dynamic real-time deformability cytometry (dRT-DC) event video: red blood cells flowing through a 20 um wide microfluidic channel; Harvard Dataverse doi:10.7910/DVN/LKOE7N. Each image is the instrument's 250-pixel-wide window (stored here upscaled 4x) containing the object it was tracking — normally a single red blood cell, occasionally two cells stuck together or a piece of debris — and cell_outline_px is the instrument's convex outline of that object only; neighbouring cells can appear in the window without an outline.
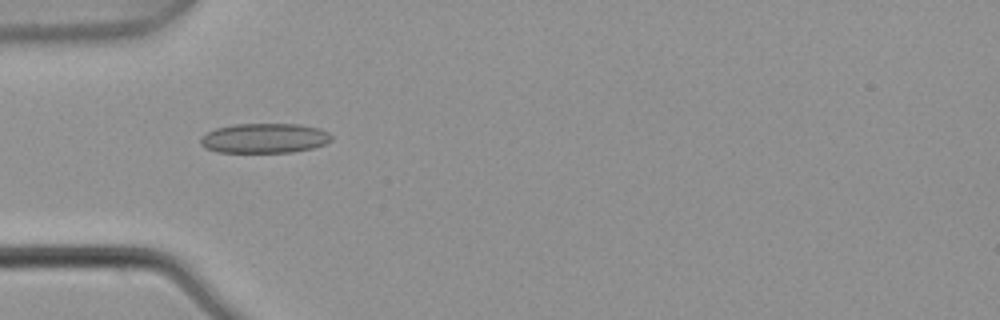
{"species": "common noctule bat (a hibernating species)", "species_latin": "Nyctalus noctula", "temperature_condition": "warm", "stored_images_in_passage": 4, "camera_frame_rate_fps": 3000, "um_per_image_px": 0.085, "animal": {"sex": "male", "body_mass_g": 21.5, "forearm_length_mm": 52.0}, "frame": {"image": 1, "passage_image": 3, "time_ms": 0.667, "image_size_px": [1000, 320], "cell_outline_px": [[332, 140], [324, 144], [312, 148], [292, 152], [216, 152], [204, 148], [200, 144], [200, 136], [216, 128], [232, 124], [300, 124], [320, 128], [328, 132], [332, 136]], "centroid_in_image_um": [22.46, 11.74], "position_along_channel_um": 62.5, "area_um2": 22.89}}
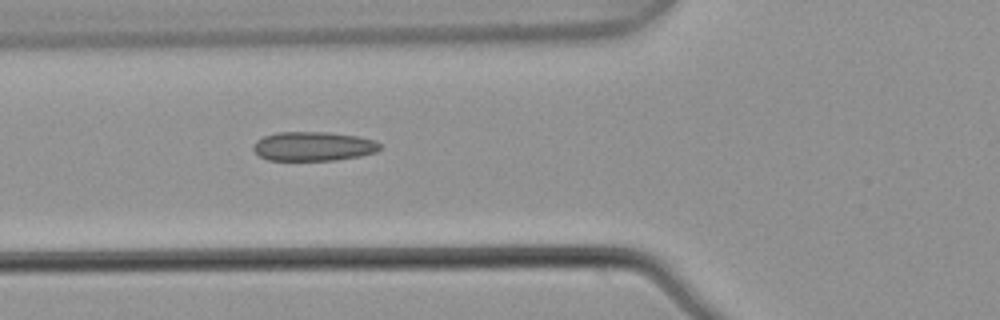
{"frame": {"image": 2, "passage_image": 4, "time_ms": 1.0, "image_size_px": [1000, 320], "cell_outline_px": [[380, 148], [376, 152], [360, 156], [336, 160], [268, 160], [260, 156], [252, 148], [256, 140], [264, 136], [276, 132], [328, 132], [356, 136], [376, 140], [380, 144]], "centroid_in_image_um": [26.63, 12.43], "position_along_channel_um": 99.2, "area_um2": 21.56}}